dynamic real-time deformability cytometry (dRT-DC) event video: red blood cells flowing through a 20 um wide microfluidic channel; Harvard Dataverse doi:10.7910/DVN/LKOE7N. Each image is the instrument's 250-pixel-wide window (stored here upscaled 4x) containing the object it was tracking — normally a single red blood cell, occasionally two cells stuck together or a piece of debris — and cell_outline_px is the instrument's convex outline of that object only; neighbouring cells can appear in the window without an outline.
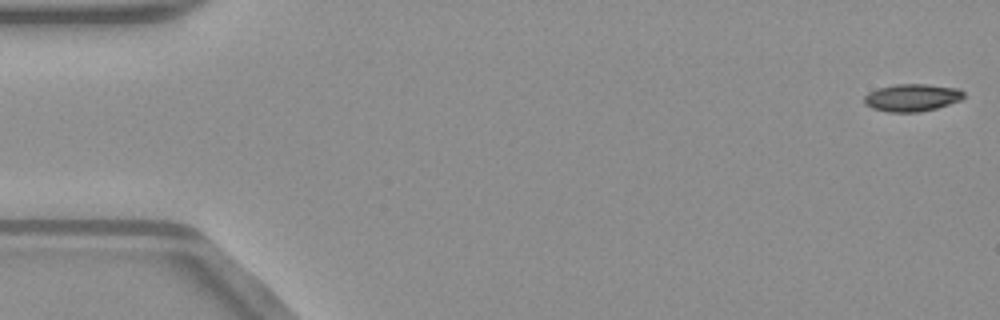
{"species": "common noctule bat (a hibernating species)", "species_latin": "Nyctalus noctula", "temperature_condition": "warm", "stored_images_in_passage": 51, "camera_frame_rate_fps": 3000, "um_per_image_px": 0.085, "animal": {"sex": "male", "body_mass_g": 23.1, "forearm_length_mm": 52.7}, "frame": {"image": 1, "passage_image": 1, "time_ms": 0.0, "image_size_px": [1000, 320], "cell_outline_px": [[964, 96], [960, 100], [936, 108], [916, 112], [888, 112], [872, 108], [864, 104], [864, 96], [868, 92], [876, 88], [896, 84], [928, 84], [960, 88], [964, 92]], "centroid_in_image_um": [77.5, 8.28], "position_along_channel_um": 7.5, "area_um2": 16.01}}
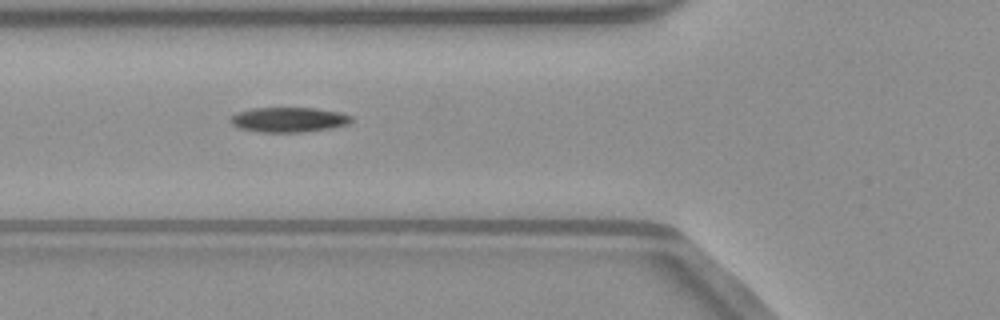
{"frame": {"image": 2, "passage_image": 19, "time_ms": 6.0, "image_size_px": [1000, 320], "cell_outline_px": [[352, 120], [348, 124], [332, 128], [304, 132], [260, 132], [240, 128], [232, 124], [228, 120], [236, 112], [252, 108], [316, 108], [340, 112], [352, 116]], "centroid_in_image_um": [24.54, 10.17], "position_along_channel_um": 101.3, "area_um2": 17.63}}
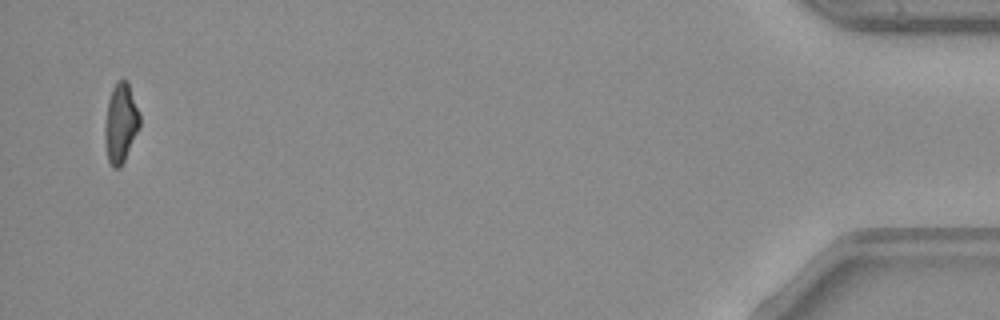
{"frame": {"image": 3, "passage_image": 50, "time_ms": 16.333, "image_size_px": [1000, 320], "cell_outline_px": [[140, 128], [120, 168], [112, 168], [108, 160], [104, 144], [104, 128], [108, 100], [112, 88], [120, 80], [124, 80], [128, 84], [140, 112]], "centroid_in_image_um": [10.25, 10.51], "position_along_channel_um": 424.9, "area_um2": 16.18}, "authors_computed_cell_mechanics": {"area_um2": 16.9354, "velocity_mm_per_s": 4.0428, "shape_relaxation_time_tau1_ms": 5.3349, "shape_relaxation_time_tau2_ms": null, "deformation_change_tau1": 0.1634, "deformation_change_tau2": null}}